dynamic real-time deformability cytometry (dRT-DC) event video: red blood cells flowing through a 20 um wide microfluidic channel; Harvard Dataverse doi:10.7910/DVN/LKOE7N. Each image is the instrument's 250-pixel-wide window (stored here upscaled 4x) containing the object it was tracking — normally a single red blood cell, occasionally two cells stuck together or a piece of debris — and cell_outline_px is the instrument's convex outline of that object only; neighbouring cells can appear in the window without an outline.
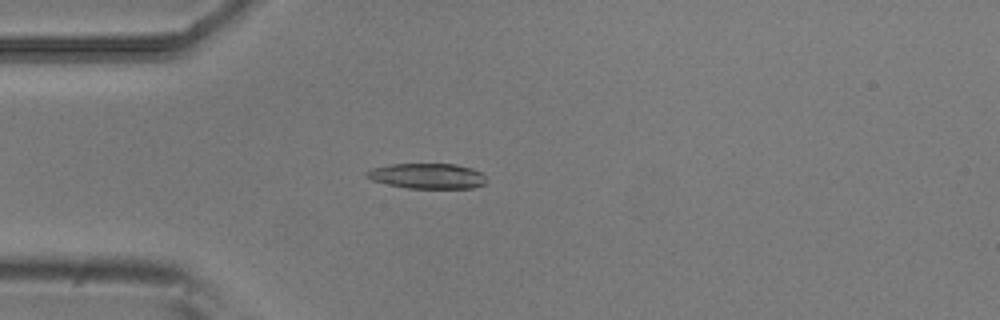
{"species": "common noctule bat (a hibernating species)", "species_latin": "Nyctalus noctula", "temperature_condition": "room temperature", "stored_images_in_passage": 5, "camera_frame_rate_fps": 3000, "um_per_image_px": 0.085, "animal": {"sex": "male", "body_mass_g": 20.5, "forearm_length_mm": 52.5}, "frame": {"image": 1, "passage_image": 4, "time_ms": 1.0, "image_size_px": [1000, 320], "cell_outline_px": [[488, 180], [484, 184], [472, 188], [408, 188], [388, 184], [372, 180], [364, 176], [364, 172], [372, 168], [392, 164], [456, 164], [472, 168], [480, 172]], "centroid_in_image_um": [36.32, 14.96], "position_along_channel_um": 48.7, "area_um2": 17.69}}